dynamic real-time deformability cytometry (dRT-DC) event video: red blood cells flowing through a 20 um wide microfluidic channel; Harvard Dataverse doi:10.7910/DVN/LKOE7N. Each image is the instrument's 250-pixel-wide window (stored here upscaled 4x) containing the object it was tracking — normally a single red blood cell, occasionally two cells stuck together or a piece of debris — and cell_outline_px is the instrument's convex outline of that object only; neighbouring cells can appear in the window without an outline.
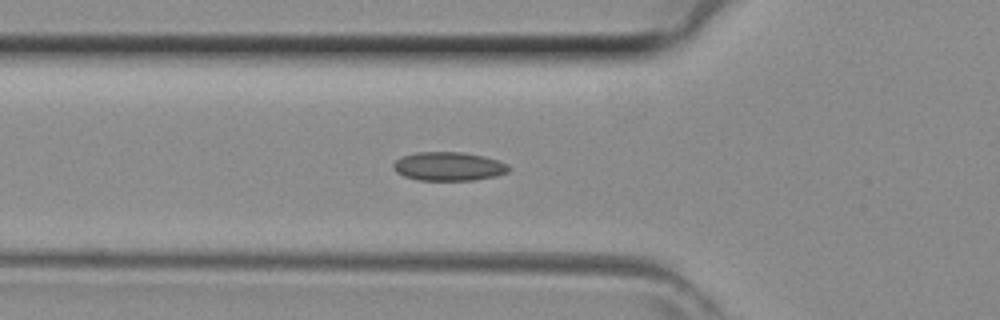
{"species": "common noctule bat (a hibernating species)", "species_latin": "Nyctalus noctula", "temperature_condition": "room temperature", "stored_images_in_passage": 36, "camera_frame_rate_fps": 3000, "um_per_image_px": 0.085, "animal": {"sex": "female", "body_mass_g": 29.2, "forearm_length_mm": 56.3}, "frame": {"image": 1, "passage_image": 11, "time_ms": 3.333, "image_size_px": [1000, 320], "cell_outline_px": [[508, 172], [496, 176], [472, 180], [420, 180], [404, 176], [396, 172], [392, 168], [392, 164], [400, 156], [416, 152], [464, 152], [484, 156], [508, 164]], "centroid_in_image_um": [38.09, 14.13], "position_along_channel_um": 87.7, "area_um2": 19.36}}
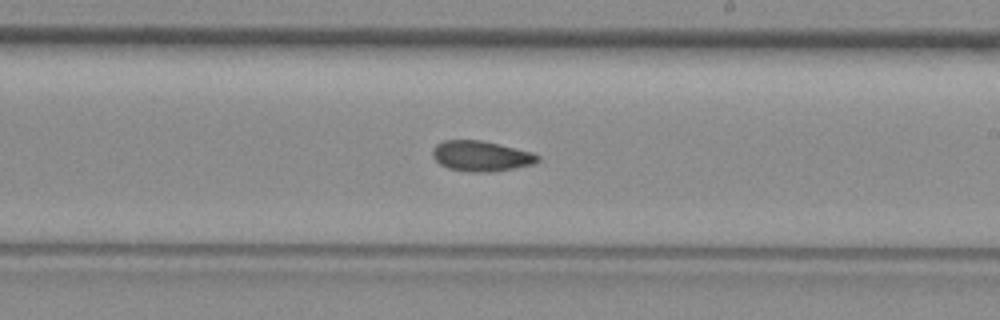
{"frame": {"image": 2, "passage_image": 21, "time_ms": 6.667, "image_size_px": [1000, 320], "cell_outline_px": [[540, 160], [532, 164], [512, 168], [488, 172], [472, 172], [448, 168], [440, 164], [432, 156], [432, 148], [436, 144], [444, 140], [480, 140], [532, 152], [540, 156]], "centroid_in_image_um": [40.86, 13.26], "position_along_channel_um": 248.1, "area_um2": 18.44}}
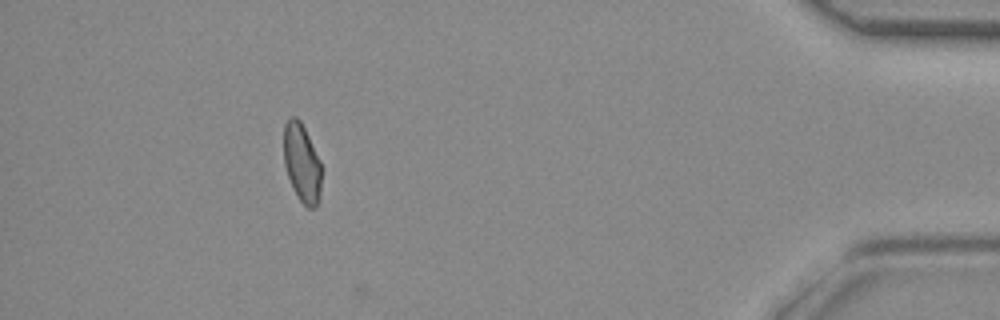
{"frame": {"image": 3, "passage_image": 35, "time_ms": 11.333, "image_size_px": [1000, 320], "cell_outline_px": [[320, 200], [312, 208], [308, 208], [300, 200], [288, 176], [284, 164], [284, 124], [292, 116], [296, 116], [300, 120], [320, 160]], "centroid_in_image_um": [25.65, 13.83], "position_along_channel_um": 409.5, "area_um2": 16.88}}